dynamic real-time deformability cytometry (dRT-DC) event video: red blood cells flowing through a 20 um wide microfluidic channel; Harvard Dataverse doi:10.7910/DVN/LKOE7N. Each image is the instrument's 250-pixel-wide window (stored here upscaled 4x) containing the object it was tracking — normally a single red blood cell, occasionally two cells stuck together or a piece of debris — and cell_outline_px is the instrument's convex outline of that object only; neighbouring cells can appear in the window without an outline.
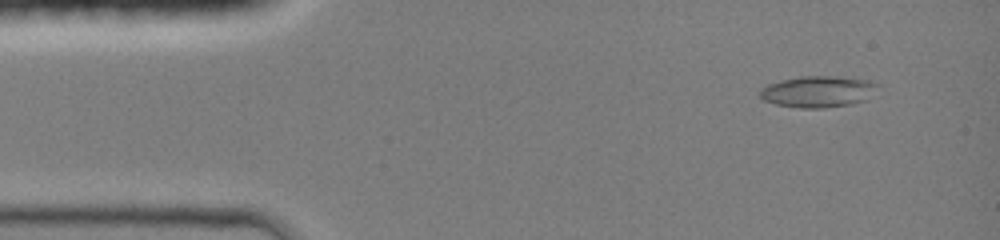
{"species": "common noctule bat (a hibernating species)", "species_latin": "Nyctalus noctula", "temperature_condition": "room temperature", "stored_images_in_passage": 23, "camera_frame_rate_fps": 3000, "um_per_image_px": 0.085, "animal": {"sex": "female", "body_mass_g": 19.0, "forearm_length_mm": 51.5}, "frame": {"image": 1, "passage_image": 5, "time_ms": 1.0, "image_size_px": [1000, 240], "cell_outline_px": [[880, 84], [868, 100], [852, 104], [824, 108], [800, 108], [776, 104], [764, 100], [760, 96], [760, 88], [768, 84], [780, 80], [800, 76], [836, 76], [872, 80]], "centroid_in_image_um": [69.57, 7.78], "position_along_channel_um": 15.4, "area_um2": 21.85}}
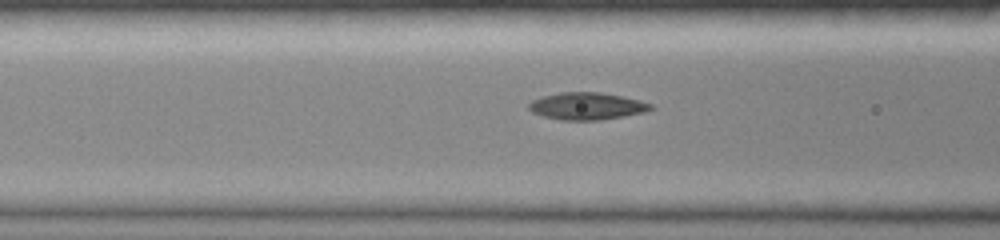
{"frame": {"image": 2, "passage_image": 17, "time_ms": 5.333, "image_size_px": [1000, 240], "cell_outline_px": [[656, 108], [644, 112], [624, 116], [600, 120], [560, 120], [544, 116], [532, 112], [528, 108], [528, 104], [532, 100], [544, 96], [560, 92], [600, 92], [640, 100], [652, 104]], "centroid_in_image_um": [49.9, 9.02], "position_along_channel_um": 116.7, "area_um2": 19.31}}
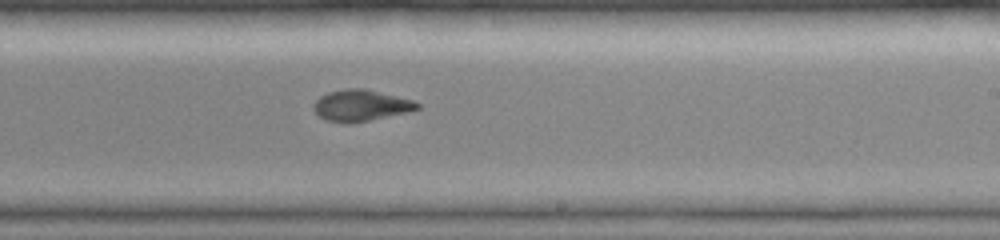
{"frame": {"image": 3, "passage_image": 23, "time_ms": 8.667, "image_size_px": [1000, 240], "cell_outline_px": [[420, 108], [404, 112], [368, 120], [348, 124], [324, 120], [312, 108], [312, 104], [320, 96], [328, 92], [348, 88], [364, 88], [412, 100], [420, 104]], "centroid_in_image_um": [30.6, 8.96], "position_along_channel_um": 258.4, "area_um2": 18.67}}